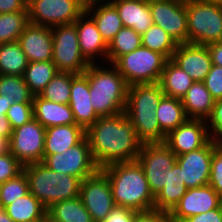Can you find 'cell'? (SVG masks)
Wrapping results in <instances>:
<instances>
[{
  "mask_svg": "<svg viewBox=\"0 0 222 222\" xmlns=\"http://www.w3.org/2000/svg\"><path fill=\"white\" fill-rule=\"evenodd\" d=\"M85 136L99 169L113 163L136 161L142 145L125 112L99 117L85 131Z\"/></svg>",
  "mask_w": 222,
  "mask_h": 222,
  "instance_id": "cell-1",
  "label": "cell"
},
{
  "mask_svg": "<svg viewBox=\"0 0 222 222\" xmlns=\"http://www.w3.org/2000/svg\"><path fill=\"white\" fill-rule=\"evenodd\" d=\"M100 170L109 179L116 206L130 208L137 212L154 209L155 196L137 160L113 163Z\"/></svg>",
  "mask_w": 222,
  "mask_h": 222,
  "instance_id": "cell-2",
  "label": "cell"
},
{
  "mask_svg": "<svg viewBox=\"0 0 222 222\" xmlns=\"http://www.w3.org/2000/svg\"><path fill=\"white\" fill-rule=\"evenodd\" d=\"M163 96L159 83L128 87L125 114L133 123L136 136L142 144L165 142L166 135L156 118V109Z\"/></svg>",
  "mask_w": 222,
  "mask_h": 222,
  "instance_id": "cell-3",
  "label": "cell"
},
{
  "mask_svg": "<svg viewBox=\"0 0 222 222\" xmlns=\"http://www.w3.org/2000/svg\"><path fill=\"white\" fill-rule=\"evenodd\" d=\"M99 63L90 64L83 73L95 113L101 117L125 112L129 86L113 64Z\"/></svg>",
  "mask_w": 222,
  "mask_h": 222,
  "instance_id": "cell-4",
  "label": "cell"
},
{
  "mask_svg": "<svg viewBox=\"0 0 222 222\" xmlns=\"http://www.w3.org/2000/svg\"><path fill=\"white\" fill-rule=\"evenodd\" d=\"M23 171L28 179L29 192L46 209L54 203L80 197V178L55 172L42 162L26 165Z\"/></svg>",
  "mask_w": 222,
  "mask_h": 222,
  "instance_id": "cell-5",
  "label": "cell"
},
{
  "mask_svg": "<svg viewBox=\"0 0 222 222\" xmlns=\"http://www.w3.org/2000/svg\"><path fill=\"white\" fill-rule=\"evenodd\" d=\"M188 43L208 46L222 41V7L210 0H185Z\"/></svg>",
  "mask_w": 222,
  "mask_h": 222,
  "instance_id": "cell-6",
  "label": "cell"
},
{
  "mask_svg": "<svg viewBox=\"0 0 222 222\" xmlns=\"http://www.w3.org/2000/svg\"><path fill=\"white\" fill-rule=\"evenodd\" d=\"M167 58L146 47L121 56L113 65L124 77L128 86L159 83Z\"/></svg>",
  "mask_w": 222,
  "mask_h": 222,
  "instance_id": "cell-7",
  "label": "cell"
},
{
  "mask_svg": "<svg viewBox=\"0 0 222 222\" xmlns=\"http://www.w3.org/2000/svg\"><path fill=\"white\" fill-rule=\"evenodd\" d=\"M53 41L52 61L59 72L83 74L90 63L81 53L75 23L51 28Z\"/></svg>",
  "mask_w": 222,
  "mask_h": 222,
  "instance_id": "cell-8",
  "label": "cell"
},
{
  "mask_svg": "<svg viewBox=\"0 0 222 222\" xmlns=\"http://www.w3.org/2000/svg\"><path fill=\"white\" fill-rule=\"evenodd\" d=\"M175 153L165 143L142 144L137 161L143 168L153 195L158 194L168 183V171L176 163Z\"/></svg>",
  "mask_w": 222,
  "mask_h": 222,
  "instance_id": "cell-9",
  "label": "cell"
},
{
  "mask_svg": "<svg viewBox=\"0 0 222 222\" xmlns=\"http://www.w3.org/2000/svg\"><path fill=\"white\" fill-rule=\"evenodd\" d=\"M42 163L55 172L72 175L81 180L94 175L99 170L92 158L86 136L62 154L48 155Z\"/></svg>",
  "mask_w": 222,
  "mask_h": 222,
  "instance_id": "cell-10",
  "label": "cell"
},
{
  "mask_svg": "<svg viewBox=\"0 0 222 222\" xmlns=\"http://www.w3.org/2000/svg\"><path fill=\"white\" fill-rule=\"evenodd\" d=\"M46 128L36 119L12 131L9 152L23 165L43 162Z\"/></svg>",
  "mask_w": 222,
  "mask_h": 222,
  "instance_id": "cell-11",
  "label": "cell"
},
{
  "mask_svg": "<svg viewBox=\"0 0 222 222\" xmlns=\"http://www.w3.org/2000/svg\"><path fill=\"white\" fill-rule=\"evenodd\" d=\"M27 8L30 23L50 28L74 23L85 12L75 0H31Z\"/></svg>",
  "mask_w": 222,
  "mask_h": 222,
  "instance_id": "cell-12",
  "label": "cell"
},
{
  "mask_svg": "<svg viewBox=\"0 0 222 222\" xmlns=\"http://www.w3.org/2000/svg\"><path fill=\"white\" fill-rule=\"evenodd\" d=\"M80 198L94 222H102L116 206L109 179L100 169L81 181Z\"/></svg>",
  "mask_w": 222,
  "mask_h": 222,
  "instance_id": "cell-13",
  "label": "cell"
},
{
  "mask_svg": "<svg viewBox=\"0 0 222 222\" xmlns=\"http://www.w3.org/2000/svg\"><path fill=\"white\" fill-rule=\"evenodd\" d=\"M153 24L166 31L177 44L188 43L185 0L149 2Z\"/></svg>",
  "mask_w": 222,
  "mask_h": 222,
  "instance_id": "cell-14",
  "label": "cell"
},
{
  "mask_svg": "<svg viewBox=\"0 0 222 222\" xmlns=\"http://www.w3.org/2000/svg\"><path fill=\"white\" fill-rule=\"evenodd\" d=\"M218 145V142L212 138L204 147L176 157V163L181 168L182 178L187 189L209 184L211 158Z\"/></svg>",
  "mask_w": 222,
  "mask_h": 222,
  "instance_id": "cell-15",
  "label": "cell"
},
{
  "mask_svg": "<svg viewBox=\"0 0 222 222\" xmlns=\"http://www.w3.org/2000/svg\"><path fill=\"white\" fill-rule=\"evenodd\" d=\"M211 139L206 120L188 118L166 136L164 143L179 156L204 147Z\"/></svg>",
  "mask_w": 222,
  "mask_h": 222,
  "instance_id": "cell-16",
  "label": "cell"
},
{
  "mask_svg": "<svg viewBox=\"0 0 222 222\" xmlns=\"http://www.w3.org/2000/svg\"><path fill=\"white\" fill-rule=\"evenodd\" d=\"M221 207L222 198L209 184L198 188H190L169 213V219L170 222H182L190 216Z\"/></svg>",
  "mask_w": 222,
  "mask_h": 222,
  "instance_id": "cell-17",
  "label": "cell"
},
{
  "mask_svg": "<svg viewBox=\"0 0 222 222\" xmlns=\"http://www.w3.org/2000/svg\"><path fill=\"white\" fill-rule=\"evenodd\" d=\"M172 60L194 82H203L213 65L208 47L194 43L178 44Z\"/></svg>",
  "mask_w": 222,
  "mask_h": 222,
  "instance_id": "cell-18",
  "label": "cell"
},
{
  "mask_svg": "<svg viewBox=\"0 0 222 222\" xmlns=\"http://www.w3.org/2000/svg\"><path fill=\"white\" fill-rule=\"evenodd\" d=\"M29 62L51 61L53 41L50 27L29 23L18 38Z\"/></svg>",
  "mask_w": 222,
  "mask_h": 222,
  "instance_id": "cell-19",
  "label": "cell"
},
{
  "mask_svg": "<svg viewBox=\"0 0 222 222\" xmlns=\"http://www.w3.org/2000/svg\"><path fill=\"white\" fill-rule=\"evenodd\" d=\"M79 47L82 55L90 64L99 60L106 63L108 44L102 38L94 20L84 12L75 22ZM97 60V61H96Z\"/></svg>",
  "mask_w": 222,
  "mask_h": 222,
  "instance_id": "cell-20",
  "label": "cell"
},
{
  "mask_svg": "<svg viewBox=\"0 0 222 222\" xmlns=\"http://www.w3.org/2000/svg\"><path fill=\"white\" fill-rule=\"evenodd\" d=\"M69 106L77 125L85 131L99 118L91 105L88 78L72 73Z\"/></svg>",
  "mask_w": 222,
  "mask_h": 222,
  "instance_id": "cell-21",
  "label": "cell"
},
{
  "mask_svg": "<svg viewBox=\"0 0 222 222\" xmlns=\"http://www.w3.org/2000/svg\"><path fill=\"white\" fill-rule=\"evenodd\" d=\"M116 7L123 27L144 34L152 25L150 5L145 0H110Z\"/></svg>",
  "mask_w": 222,
  "mask_h": 222,
  "instance_id": "cell-22",
  "label": "cell"
},
{
  "mask_svg": "<svg viewBox=\"0 0 222 222\" xmlns=\"http://www.w3.org/2000/svg\"><path fill=\"white\" fill-rule=\"evenodd\" d=\"M85 137V130L77 124L46 128L43 160L48 155L62 154L78 144Z\"/></svg>",
  "mask_w": 222,
  "mask_h": 222,
  "instance_id": "cell-23",
  "label": "cell"
},
{
  "mask_svg": "<svg viewBox=\"0 0 222 222\" xmlns=\"http://www.w3.org/2000/svg\"><path fill=\"white\" fill-rule=\"evenodd\" d=\"M32 104L33 118L45 128L76 124L69 104L51 102L39 95H34Z\"/></svg>",
  "mask_w": 222,
  "mask_h": 222,
  "instance_id": "cell-24",
  "label": "cell"
},
{
  "mask_svg": "<svg viewBox=\"0 0 222 222\" xmlns=\"http://www.w3.org/2000/svg\"><path fill=\"white\" fill-rule=\"evenodd\" d=\"M181 101L188 118L204 120L211 115L215 104L204 82H194Z\"/></svg>",
  "mask_w": 222,
  "mask_h": 222,
  "instance_id": "cell-25",
  "label": "cell"
},
{
  "mask_svg": "<svg viewBox=\"0 0 222 222\" xmlns=\"http://www.w3.org/2000/svg\"><path fill=\"white\" fill-rule=\"evenodd\" d=\"M187 187L182 178L180 166L175 163L171 171H168V183L155 195L154 209L170 213L185 195Z\"/></svg>",
  "mask_w": 222,
  "mask_h": 222,
  "instance_id": "cell-26",
  "label": "cell"
},
{
  "mask_svg": "<svg viewBox=\"0 0 222 222\" xmlns=\"http://www.w3.org/2000/svg\"><path fill=\"white\" fill-rule=\"evenodd\" d=\"M96 23L104 41L109 44L122 29L123 24L115 5L105 0L85 11Z\"/></svg>",
  "mask_w": 222,
  "mask_h": 222,
  "instance_id": "cell-27",
  "label": "cell"
},
{
  "mask_svg": "<svg viewBox=\"0 0 222 222\" xmlns=\"http://www.w3.org/2000/svg\"><path fill=\"white\" fill-rule=\"evenodd\" d=\"M194 83L172 59H168L162 71L159 85L165 96L182 99Z\"/></svg>",
  "mask_w": 222,
  "mask_h": 222,
  "instance_id": "cell-28",
  "label": "cell"
},
{
  "mask_svg": "<svg viewBox=\"0 0 222 222\" xmlns=\"http://www.w3.org/2000/svg\"><path fill=\"white\" fill-rule=\"evenodd\" d=\"M161 131L167 136L172 130L183 124L186 116L181 99L163 96L156 109Z\"/></svg>",
  "mask_w": 222,
  "mask_h": 222,
  "instance_id": "cell-29",
  "label": "cell"
},
{
  "mask_svg": "<svg viewBox=\"0 0 222 222\" xmlns=\"http://www.w3.org/2000/svg\"><path fill=\"white\" fill-rule=\"evenodd\" d=\"M5 209L14 222L45 219L47 215V209L30 192L7 205Z\"/></svg>",
  "mask_w": 222,
  "mask_h": 222,
  "instance_id": "cell-30",
  "label": "cell"
},
{
  "mask_svg": "<svg viewBox=\"0 0 222 222\" xmlns=\"http://www.w3.org/2000/svg\"><path fill=\"white\" fill-rule=\"evenodd\" d=\"M47 214L58 222H94L80 197L54 203Z\"/></svg>",
  "mask_w": 222,
  "mask_h": 222,
  "instance_id": "cell-31",
  "label": "cell"
},
{
  "mask_svg": "<svg viewBox=\"0 0 222 222\" xmlns=\"http://www.w3.org/2000/svg\"><path fill=\"white\" fill-rule=\"evenodd\" d=\"M28 63L18 41L0 44V75L23 76Z\"/></svg>",
  "mask_w": 222,
  "mask_h": 222,
  "instance_id": "cell-32",
  "label": "cell"
},
{
  "mask_svg": "<svg viewBox=\"0 0 222 222\" xmlns=\"http://www.w3.org/2000/svg\"><path fill=\"white\" fill-rule=\"evenodd\" d=\"M58 72L52 60L29 62L23 77L30 91L39 95Z\"/></svg>",
  "mask_w": 222,
  "mask_h": 222,
  "instance_id": "cell-33",
  "label": "cell"
},
{
  "mask_svg": "<svg viewBox=\"0 0 222 222\" xmlns=\"http://www.w3.org/2000/svg\"><path fill=\"white\" fill-rule=\"evenodd\" d=\"M142 46L141 35L134 29L122 27L108 44L106 63L114 64L121 56Z\"/></svg>",
  "mask_w": 222,
  "mask_h": 222,
  "instance_id": "cell-34",
  "label": "cell"
},
{
  "mask_svg": "<svg viewBox=\"0 0 222 222\" xmlns=\"http://www.w3.org/2000/svg\"><path fill=\"white\" fill-rule=\"evenodd\" d=\"M142 46L152 51L163 54L167 59H172L177 42L160 26L153 24L141 35Z\"/></svg>",
  "mask_w": 222,
  "mask_h": 222,
  "instance_id": "cell-35",
  "label": "cell"
},
{
  "mask_svg": "<svg viewBox=\"0 0 222 222\" xmlns=\"http://www.w3.org/2000/svg\"><path fill=\"white\" fill-rule=\"evenodd\" d=\"M29 23L28 8L20 12L0 14V44L18 41Z\"/></svg>",
  "mask_w": 222,
  "mask_h": 222,
  "instance_id": "cell-36",
  "label": "cell"
},
{
  "mask_svg": "<svg viewBox=\"0 0 222 222\" xmlns=\"http://www.w3.org/2000/svg\"><path fill=\"white\" fill-rule=\"evenodd\" d=\"M0 96L15 103H32L34 98L24 77L17 75H0Z\"/></svg>",
  "mask_w": 222,
  "mask_h": 222,
  "instance_id": "cell-37",
  "label": "cell"
},
{
  "mask_svg": "<svg viewBox=\"0 0 222 222\" xmlns=\"http://www.w3.org/2000/svg\"><path fill=\"white\" fill-rule=\"evenodd\" d=\"M71 82V72H58L39 93V96L51 102L69 104Z\"/></svg>",
  "mask_w": 222,
  "mask_h": 222,
  "instance_id": "cell-38",
  "label": "cell"
},
{
  "mask_svg": "<svg viewBox=\"0 0 222 222\" xmlns=\"http://www.w3.org/2000/svg\"><path fill=\"white\" fill-rule=\"evenodd\" d=\"M29 193V184L25 172L7 180L0 186V207L5 208L10 203Z\"/></svg>",
  "mask_w": 222,
  "mask_h": 222,
  "instance_id": "cell-39",
  "label": "cell"
},
{
  "mask_svg": "<svg viewBox=\"0 0 222 222\" xmlns=\"http://www.w3.org/2000/svg\"><path fill=\"white\" fill-rule=\"evenodd\" d=\"M6 117L12 130L28 123L33 118L32 103H13L7 110Z\"/></svg>",
  "mask_w": 222,
  "mask_h": 222,
  "instance_id": "cell-40",
  "label": "cell"
},
{
  "mask_svg": "<svg viewBox=\"0 0 222 222\" xmlns=\"http://www.w3.org/2000/svg\"><path fill=\"white\" fill-rule=\"evenodd\" d=\"M23 167L10 152L0 155V184L16 177L23 171Z\"/></svg>",
  "mask_w": 222,
  "mask_h": 222,
  "instance_id": "cell-41",
  "label": "cell"
},
{
  "mask_svg": "<svg viewBox=\"0 0 222 222\" xmlns=\"http://www.w3.org/2000/svg\"><path fill=\"white\" fill-rule=\"evenodd\" d=\"M209 185L222 198V145H218L213 151Z\"/></svg>",
  "mask_w": 222,
  "mask_h": 222,
  "instance_id": "cell-42",
  "label": "cell"
},
{
  "mask_svg": "<svg viewBox=\"0 0 222 222\" xmlns=\"http://www.w3.org/2000/svg\"><path fill=\"white\" fill-rule=\"evenodd\" d=\"M211 137L222 145V100L215 101L211 115L206 120Z\"/></svg>",
  "mask_w": 222,
  "mask_h": 222,
  "instance_id": "cell-43",
  "label": "cell"
},
{
  "mask_svg": "<svg viewBox=\"0 0 222 222\" xmlns=\"http://www.w3.org/2000/svg\"><path fill=\"white\" fill-rule=\"evenodd\" d=\"M203 82L215 101L222 100V66L212 65Z\"/></svg>",
  "mask_w": 222,
  "mask_h": 222,
  "instance_id": "cell-44",
  "label": "cell"
},
{
  "mask_svg": "<svg viewBox=\"0 0 222 222\" xmlns=\"http://www.w3.org/2000/svg\"><path fill=\"white\" fill-rule=\"evenodd\" d=\"M137 213L130 208L115 206L102 222H134Z\"/></svg>",
  "mask_w": 222,
  "mask_h": 222,
  "instance_id": "cell-45",
  "label": "cell"
},
{
  "mask_svg": "<svg viewBox=\"0 0 222 222\" xmlns=\"http://www.w3.org/2000/svg\"><path fill=\"white\" fill-rule=\"evenodd\" d=\"M134 222H170L169 213L155 209L138 212L134 217Z\"/></svg>",
  "mask_w": 222,
  "mask_h": 222,
  "instance_id": "cell-46",
  "label": "cell"
},
{
  "mask_svg": "<svg viewBox=\"0 0 222 222\" xmlns=\"http://www.w3.org/2000/svg\"><path fill=\"white\" fill-rule=\"evenodd\" d=\"M182 222H222V207L212 209L206 213L190 216Z\"/></svg>",
  "mask_w": 222,
  "mask_h": 222,
  "instance_id": "cell-47",
  "label": "cell"
},
{
  "mask_svg": "<svg viewBox=\"0 0 222 222\" xmlns=\"http://www.w3.org/2000/svg\"><path fill=\"white\" fill-rule=\"evenodd\" d=\"M27 9L25 0H0V14L20 12Z\"/></svg>",
  "mask_w": 222,
  "mask_h": 222,
  "instance_id": "cell-48",
  "label": "cell"
},
{
  "mask_svg": "<svg viewBox=\"0 0 222 222\" xmlns=\"http://www.w3.org/2000/svg\"><path fill=\"white\" fill-rule=\"evenodd\" d=\"M207 47L210 52L213 65L222 66V41L209 44Z\"/></svg>",
  "mask_w": 222,
  "mask_h": 222,
  "instance_id": "cell-49",
  "label": "cell"
},
{
  "mask_svg": "<svg viewBox=\"0 0 222 222\" xmlns=\"http://www.w3.org/2000/svg\"><path fill=\"white\" fill-rule=\"evenodd\" d=\"M7 110H0V137L10 139L12 128L9 120L6 117Z\"/></svg>",
  "mask_w": 222,
  "mask_h": 222,
  "instance_id": "cell-50",
  "label": "cell"
},
{
  "mask_svg": "<svg viewBox=\"0 0 222 222\" xmlns=\"http://www.w3.org/2000/svg\"><path fill=\"white\" fill-rule=\"evenodd\" d=\"M82 8L84 11L95 7L99 3L105 1V0H75Z\"/></svg>",
  "mask_w": 222,
  "mask_h": 222,
  "instance_id": "cell-51",
  "label": "cell"
},
{
  "mask_svg": "<svg viewBox=\"0 0 222 222\" xmlns=\"http://www.w3.org/2000/svg\"><path fill=\"white\" fill-rule=\"evenodd\" d=\"M15 100L6 99L0 96V110H8Z\"/></svg>",
  "mask_w": 222,
  "mask_h": 222,
  "instance_id": "cell-52",
  "label": "cell"
},
{
  "mask_svg": "<svg viewBox=\"0 0 222 222\" xmlns=\"http://www.w3.org/2000/svg\"><path fill=\"white\" fill-rule=\"evenodd\" d=\"M9 152V140L3 137H0V155Z\"/></svg>",
  "mask_w": 222,
  "mask_h": 222,
  "instance_id": "cell-53",
  "label": "cell"
},
{
  "mask_svg": "<svg viewBox=\"0 0 222 222\" xmlns=\"http://www.w3.org/2000/svg\"><path fill=\"white\" fill-rule=\"evenodd\" d=\"M0 222H14L7 214L5 208L0 207Z\"/></svg>",
  "mask_w": 222,
  "mask_h": 222,
  "instance_id": "cell-54",
  "label": "cell"
},
{
  "mask_svg": "<svg viewBox=\"0 0 222 222\" xmlns=\"http://www.w3.org/2000/svg\"><path fill=\"white\" fill-rule=\"evenodd\" d=\"M45 222H58L56 220H53L48 214L46 215V218H45Z\"/></svg>",
  "mask_w": 222,
  "mask_h": 222,
  "instance_id": "cell-55",
  "label": "cell"
},
{
  "mask_svg": "<svg viewBox=\"0 0 222 222\" xmlns=\"http://www.w3.org/2000/svg\"><path fill=\"white\" fill-rule=\"evenodd\" d=\"M210 1L215 2L217 5L222 7V0H210Z\"/></svg>",
  "mask_w": 222,
  "mask_h": 222,
  "instance_id": "cell-56",
  "label": "cell"
},
{
  "mask_svg": "<svg viewBox=\"0 0 222 222\" xmlns=\"http://www.w3.org/2000/svg\"><path fill=\"white\" fill-rule=\"evenodd\" d=\"M28 222H45V219H35L32 221H28Z\"/></svg>",
  "mask_w": 222,
  "mask_h": 222,
  "instance_id": "cell-57",
  "label": "cell"
},
{
  "mask_svg": "<svg viewBox=\"0 0 222 222\" xmlns=\"http://www.w3.org/2000/svg\"><path fill=\"white\" fill-rule=\"evenodd\" d=\"M145 1H147L149 3V2H153V1H167V0H145Z\"/></svg>",
  "mask_w": 222,
  "mask_h": 222,
  "instance_id": "cell-58",
  "label": "cell"
}]
</instances>
